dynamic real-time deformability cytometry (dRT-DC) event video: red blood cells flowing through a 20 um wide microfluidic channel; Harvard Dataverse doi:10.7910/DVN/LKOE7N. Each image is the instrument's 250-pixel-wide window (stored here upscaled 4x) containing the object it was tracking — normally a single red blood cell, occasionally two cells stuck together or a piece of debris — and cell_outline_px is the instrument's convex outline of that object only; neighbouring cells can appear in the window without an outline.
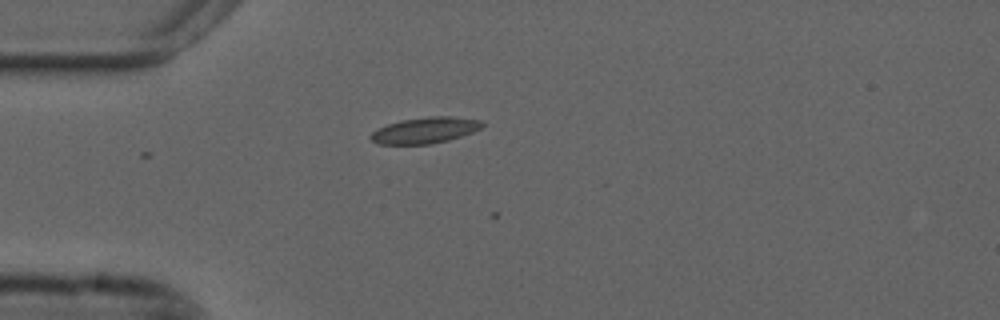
{"species": "common noctule bat (a hibernating species)", "species_latin": "Nyctalus noctula", "temperature_condition": "cold", "stored_images_in_passage": 4, "camera_frame_rate_fps": 3000, "um_per_image_px": 0.085, "animal": {"sex": "male", "forearm_length_mm": 52.5}, "frame": {"image": 1, "passage_image": 1, "time_ms": 0.0, "image_size_px": [1000, 320], "cell_outline_px": [[484, 124], [480, 128], [472, 132], [448, 140], [432, 144], [380, 144], [372, 140], [368, 136], [372, 132], [388, 124], [400, 120], [428, 116], [452, 116], [480, 120]], "centroid_in_image_um": [36.12, 11.07], "position_along_channel_um": 48.9, "area_um2": 16.82}}